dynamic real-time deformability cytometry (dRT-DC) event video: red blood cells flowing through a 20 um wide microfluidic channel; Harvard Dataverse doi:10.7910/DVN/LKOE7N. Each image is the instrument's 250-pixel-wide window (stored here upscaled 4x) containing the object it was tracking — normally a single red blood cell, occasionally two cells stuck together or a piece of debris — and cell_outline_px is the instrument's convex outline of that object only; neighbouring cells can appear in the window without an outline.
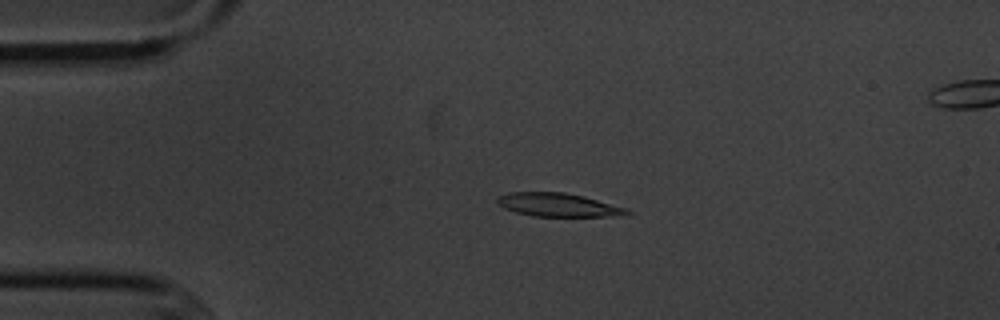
{"species": "common noctule bat (a hibernating species)", "species_latin": "Nyctalus noctula", "temperature_condition": "cold", "stored_images_in_passage": 5, "camera_frame_rate_fps": 3000, "um_per_image_px": 0.085, "animal": {"sex": "male", "body_mass_g": 20.1, "forearm_length_mm": 53.5}, "frame": {"image": 1, "passage_image": 3, "time_ms": 2.333, "image_size_px": [1000, 320], "cell_outline_px": [[632, 212], [620, 216], [532, 216], [516, 212], [504, 208], [496, 200], [496, 196], [508, 192], [564, 192], [584, 196], [628, 208]], "centroid_in_image_um": [47.45, 17.41], "position_along_channel_um": 37.6, "area_um2": 17.8}}